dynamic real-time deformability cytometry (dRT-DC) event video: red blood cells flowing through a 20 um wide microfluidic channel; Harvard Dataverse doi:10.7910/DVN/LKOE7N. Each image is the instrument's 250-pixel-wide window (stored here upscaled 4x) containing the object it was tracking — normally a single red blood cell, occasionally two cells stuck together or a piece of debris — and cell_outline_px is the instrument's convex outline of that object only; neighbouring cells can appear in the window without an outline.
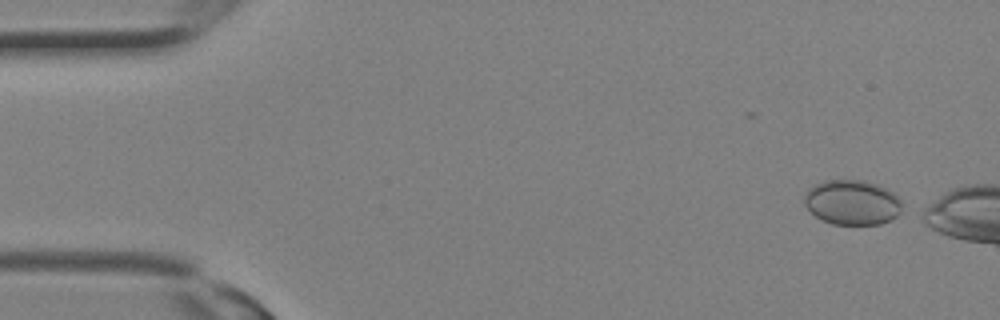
{"species": "Egyptian fruit bat (a non-hibernating species)", "species_latin": "Rousettus aegyptiacus", "temperature_condition": "room temperature", "stored_images_in_passage": 5, "camera_frame_rate_fps": 3000, "um_per_image_px": 0.085, "animal": {"sex": "female"}, "frame": {"image": 1, "passage_image": 1, "time_ms": 0.0, "image_size_px": [1000, 320], "cell_outline_px": [[900, 212], [892, 220], [880, 224], [832, 224], [816, 216], [804, 204], [804, 196], [808, 188], [824, 180], [864, 180], [876, 184], [892, 192], [900, 200]], "centroid_in_image_um": [72.41, 17.2], "position_along_channel_um": 12.6, "area_um2": 25.37}}